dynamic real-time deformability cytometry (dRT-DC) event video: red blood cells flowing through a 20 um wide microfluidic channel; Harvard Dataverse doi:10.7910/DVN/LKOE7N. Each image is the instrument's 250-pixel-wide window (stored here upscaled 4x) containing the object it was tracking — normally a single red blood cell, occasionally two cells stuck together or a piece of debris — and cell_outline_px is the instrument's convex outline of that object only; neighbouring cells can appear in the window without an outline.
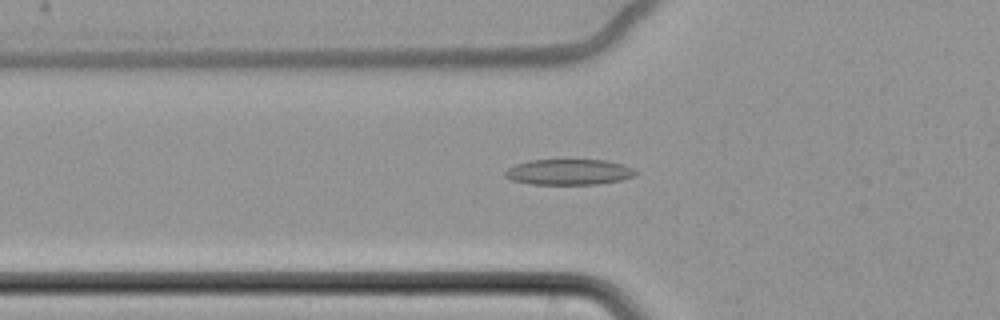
{"species": "common noctule bat (a hibernating species)", "species_latin": "Nyctalus noctula", "temperature_condition": "cold", "stored_images_in_passage": 62, "camera_frame_rate_fps": 3000, "um_per_image_px": 0.085, "animal": {"sex": "female", "body_mass_g": 22.7, "forearm_length_mm": 54.2}, "frame": {"image": 1, "passage_image": 24, "time_ms": 7.667, "image_size_px": [1000, 320], "cell_outline_px": [[636, 176], [620, 180], [596, 184], [532, 184], [512, 180], [504, 176], [504, 172], [508, 168], [516, 164], [528, 160], [604, 160], [624, 164], [632, 168], [636, 172]], "centroid_in_image_um": [48.35, 14.62], "position_along_channel_um": 77.5, "area_um2": 19.48}}
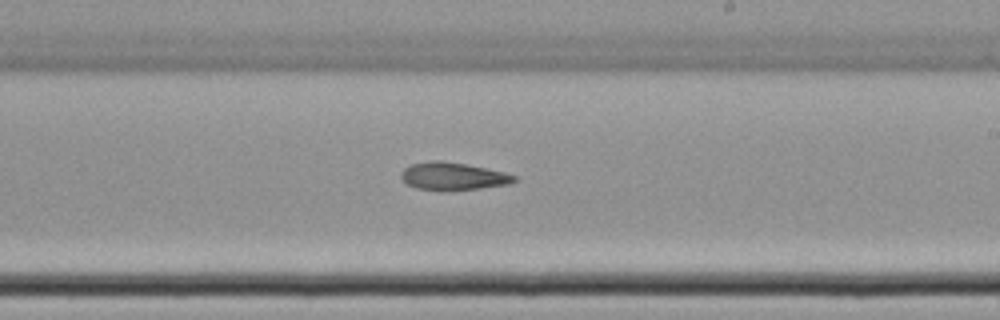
{"frame": {"image": 2, "passage_image": 39, "time_ms": 12.667, "image_size_px": [1000, 320], "cell_outline_px": [[516, 180], [512, 184], [480, 188], [444, 192], [440, 192], [416, 188], [408, 184], [400, 176], [400, 172], [404, 168], [412, 164], [432, 160], [440, 160], [464, 164], [504, 172], [516, 176]], "centroid_in_image_um": [38.49, 15.01], "position_along_channel_um": 250.5, "area_um2": 18.44}}
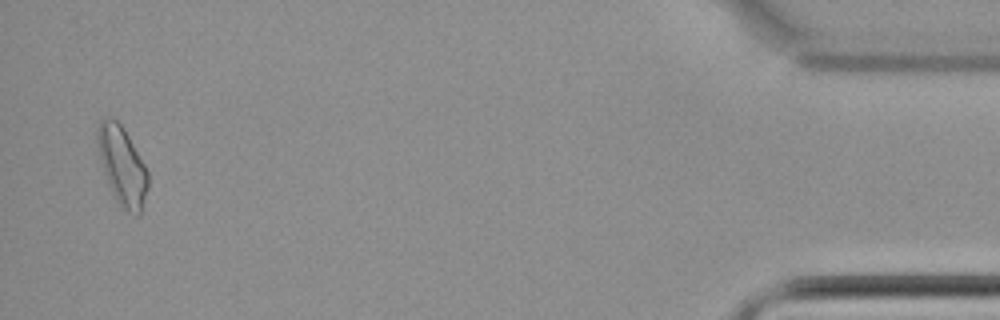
{"frame": {"image": 3, "passage_image": 61, "time_ms": 20.0, "image_size_px": [1000, 320], "cell_outline_px": [[148, 188], [140, 216], [136, 216], [128, 212], [120, 204], [112, 192], [104, 172], [96, 140], [96, 128], [100, 120], [104, 116], [116, 120], [124, 128], [144, 164], [148, 172]], "centroid_in_image_um": [10.39, 14.07], "position_along_channel_um": 424.8, "area_um2": 22.95}}